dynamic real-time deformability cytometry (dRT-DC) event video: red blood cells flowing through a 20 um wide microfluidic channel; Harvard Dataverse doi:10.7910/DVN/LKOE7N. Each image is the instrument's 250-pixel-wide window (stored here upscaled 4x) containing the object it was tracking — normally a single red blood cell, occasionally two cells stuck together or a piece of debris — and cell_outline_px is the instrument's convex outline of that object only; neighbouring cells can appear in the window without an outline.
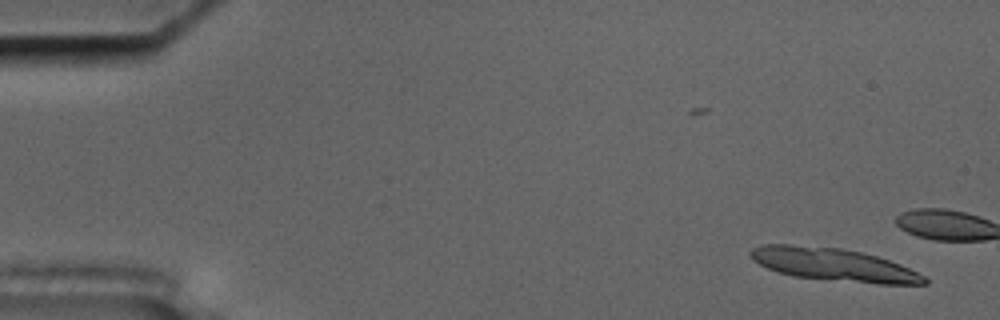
{"species": "common noctule bat (a hibernating species)", "species_latin": "Nyctalus noctula", "temperature_condition": "cold", "stored_images_in_passage": 12, "camera_frame_rate_fps": 3000, "um_per_image_px": 0.085, "animal": {"sex": "male", "body_mass_g": 17.5, "forearm_length_mm": 52.3}, "frame": {"image": 1, "passage_image": 1, "time_ms": 0.0, "image_size_px": [1000, 320], "cell_outline_px": [[928, 284], [876, 284], [792, 276], [776, 272], [752, 260], [748, 252], [752, 248], [764, 244], [792, 244], [840, 248], [860, 252], [876, 256], [900, 264], [924, 276], [928, 280]], "centroid_in_image_um": [70.82, 22.49], "position_along_channel_um": 14.2, "area_um2": 33.18}}